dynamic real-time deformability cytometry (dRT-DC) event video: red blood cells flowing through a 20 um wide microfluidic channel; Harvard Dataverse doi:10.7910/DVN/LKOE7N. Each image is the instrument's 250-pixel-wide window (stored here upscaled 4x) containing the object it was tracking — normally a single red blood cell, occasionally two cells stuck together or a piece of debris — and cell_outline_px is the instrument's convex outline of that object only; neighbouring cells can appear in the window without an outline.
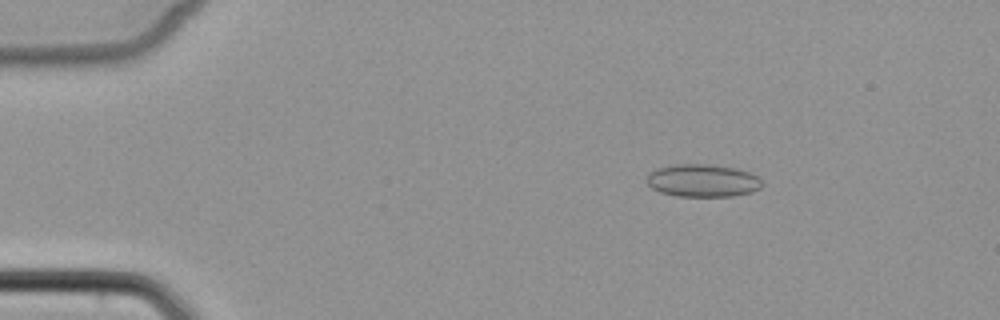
{"species": "common noctule bat (a hibernating species)", "species_latin": "Nyctalus noctula", "temperature_condition": "cold", "stored_images_in_passage": 5, "camera_frame_rate_fps": 3000, "um_per_image_px": 0.085, "animal": {"sex": "female", "body_mass_g": 22.7, "forearm_length_mm": 54.2}, "frame": {"image": 1, "passage_image": 3, "time_ms": 2.333, "image_size_px": [1000, 320], "cell_outline_px": [[764, 184], [760, 188], [752, 192], [732, 196], [676, 196], [660, 192], [652, 188], [648, 184], [648, 172], [656, 168], [676, 164], [708, 164], [736, 168], [748, 172], [756, 176]], "centroid_in_image_um": [59.72, 15.35], "position_along_channel_um": 25.3, "area_um2": 21.96}}
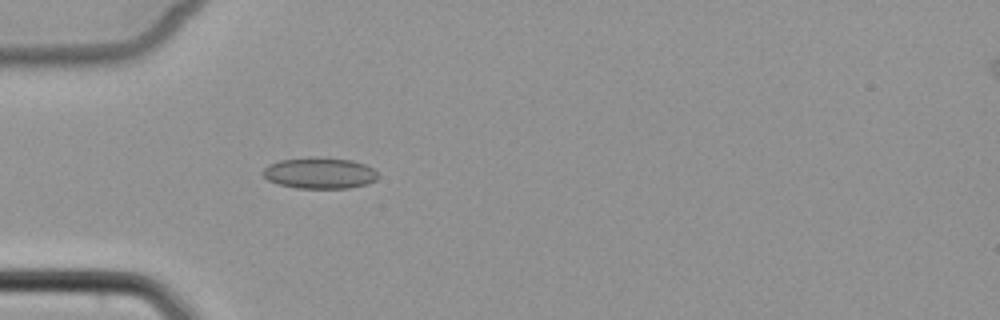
{"frame": {"image": 2, "passage_image": 5, "time_ms": 5.0, "image_size_px": [1000, 320], "cell_outline_px": [[380, 176], [376, 180], [368, 184], [348, 188], [296, 188], [280, 184], [268, 180], [260, 172], [268, 164], [280, 160], [308, 156], [352, 160], [364, 164], [372, 168]], "centroid_in_image_um": [27.16, 14.7], "position_along_channel_um": 57.8, "area_um2": 21.1}}